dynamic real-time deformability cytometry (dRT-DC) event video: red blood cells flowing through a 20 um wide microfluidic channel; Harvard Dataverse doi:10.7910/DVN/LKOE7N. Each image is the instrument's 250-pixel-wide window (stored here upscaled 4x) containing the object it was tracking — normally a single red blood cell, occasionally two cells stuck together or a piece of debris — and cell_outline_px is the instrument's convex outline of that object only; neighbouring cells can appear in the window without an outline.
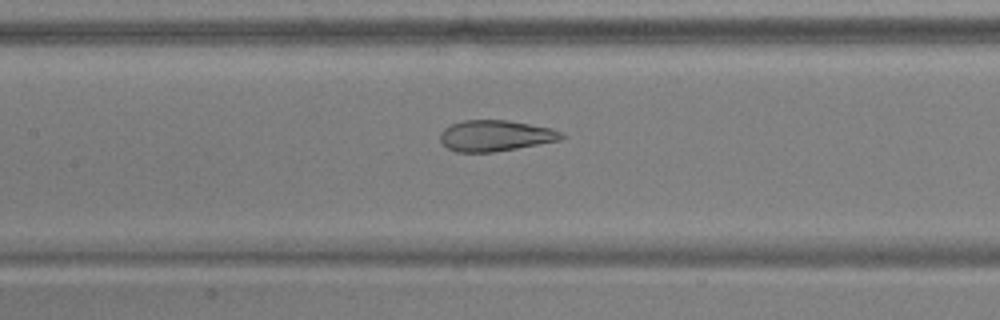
{"species": "common noctule bat (a hibernating species)", "species_latin": "Nyctalus noctula", "temperature_condition": "warm", "stored_images_in_passage": 50, "camera_frame_rate_fps": 3000, "um_per_image_px": 0.085, "animal": {"sex": "male", "body_mass_g": 17.9, "forearm_length_mm": 54.2}, "frame": {"image": 1, "passage_image": 22, "time_ms": 7.0, "image_size_px": [1000, 320], "cell_outline_px": [[568, 136], [560, 140], [516, 148], [492, 152], [456, 152], [448, 148], [440, 140], [440, 132], [444, 128], [452, 124], [464, 120], [508, 120], [552, 128]], "centroid_in_image_um": [42.11, 11.53], "position_along_channel_um": 165.3, "area_um2": 21.85}}
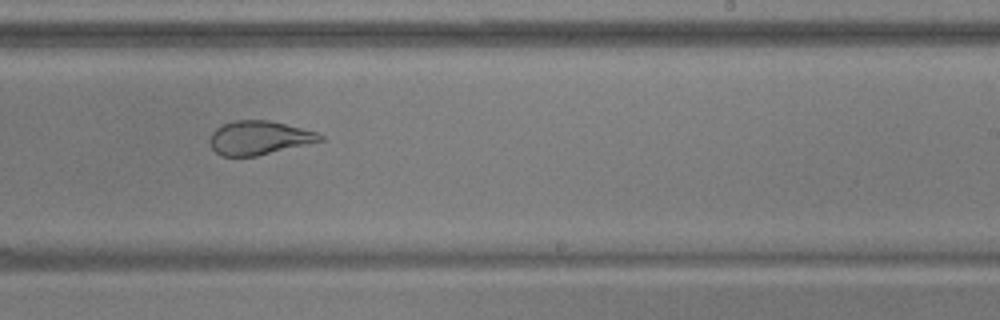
{"frame": {"image": 2, "passage_image": 30, "time_ms": 9.667, "image_size_px": [1000, 320], "cell_outline_px": [[324, 140], [256, 156], [220, 156], [212, 148], [208, 140], [212, 132], [216, 128], [224, 124], [236, 120], [268, 120], [316, 132], [324, 136]], "centroid_in_image_um": [21.98, 11.72], "position_along_channel_um": 267.0, "area_um2": 21.5}}
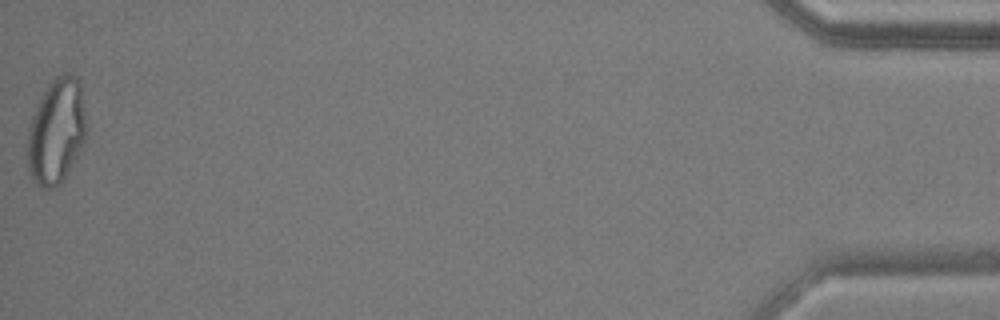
{"frame": {"image": 3, "passage_image": 50, "time_ms": 16.333, "image_size_px": [1000, 320], "cell_outline_px": [[84, 140], [64, 180], [60, 184], [52, 188], [40, 188], [32, 180], [28, 168], [28, 128], [32, 116], [40, 96], [48, 84], [56, 76], [64, 72], [76, 76], [80, 80], [84, 116]], "centroid_in_image_um": [4.76, 11.15], "position_along_channel_um": 430.4, "area_um2": 35.84}, "authors_computed_cell_mechanics": {"area_um2": 27.0793, "velocity_mm_per_s": 3.8213, "shape_relaxation_time_tau1_ms": null, "shape_relaxation_time_tau2_ms": 1.1372, "deformation_change_tau1": null, "deformation_change_tau2": 0.0861}}